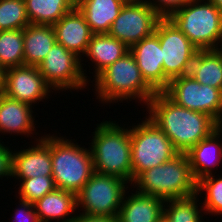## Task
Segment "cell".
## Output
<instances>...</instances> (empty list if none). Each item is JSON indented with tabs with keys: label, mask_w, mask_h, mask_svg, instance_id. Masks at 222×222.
<instances>
[{
	"label": "cell",
	"mask_w": 222,
	"mask_h": 222,
	"mask_svg": "<svg viewBox=\"0 0 222 222\" xmlns=\"http://www.w3.org/2000/svg\"><path fill=\"white\" fill-rule=\"evenodd\" d=\"M56 43L74 53L81 59L94 35L86 23L84 15L74 7L53 25ZM83 56V57H82Z\"/></svg>",
	"instance_id": "2e32d148"
},
{
	"label": "cell",
	"mask_w": 222,
	"mask_h": 222,
	"mask_svg": "<svg viewBox=\"0 0 222 222\" xmlns=\"http://www.w3.org/2000/svg\"><path fill=\"white\" fill-rule=\"evenodd\" d=\"M203 193L204 196L201 194ZM198 196L204 199L201 204L206 215H222V176L212 174L197 181Z\"/></svg>",
	"instance_id": "83f0119b"
},
{
	"label": "cell",
	"mask_w": 222,
	"mask_h": 222,
	"mask_svg": "<svg viewBox=\"0 0 222 222\" xmlns=\"http://www.w3.org/2000/svg\"><path fill=\"white\" fill-rule=\"evenodd\" d=\"M129 186L128 182L117 176L94 171L76 194L77 212L89 216L117 217Z\"/></svg>",
	"instance_id": "ba28073f"
},
{
	"label": "cell",
	"mask_w": 222,
	"mask_h": 222,
	"mask_svg": "<svg viewBox=\"0 0 222 222\" xmlns=\"http://www.w3.org/2000/svg\"><path fill=\"white\" fill-rule=\"evenodd\" d=\"M18 185V199H22L31 203H35L44 195L53 191L56 186L52 176H38L29 179H22Z\"/></svg>",
	"instance_id": "f546056e"
},
{
	"label": "cell",
	"mask_w": 222,
	"mask_h": 222,
	"mask_svg": "<svg viewBox=\"0 0 222 222\" xmlns=\"http://www.w3.org/2000/svg\"><path fill=\"white\" fill-rule=\"evenodd\" d=\"M30 24L54 25L74 7L68 0H25Z\"/></svg>",
	"instance_id": "d4e9b609"
},
{
	"label": "cell",
	"mask_w": 222,
	"mask_h": 222,
	"mask_svg": "<svg viewBox=\"0 0 222 222\" xmlns=\"http://www.w3.org/2000/svg\"><path fill=\"white\" fill-rule=\"evenodd\" d=\"M189 75L200 84L222 90V48L198 50Z\"/></svg>",
	"instance_id": "cb8c5ba5"
},
{
	"label": "cell",
	"mask_w": 222,
	"mask_h": 222,
	"mask_svg": "<svg viewBox=\"0 0 222 222\" xmlns=\"http://www.w3.org/2000/svg\"><path fill=\"white\" fill-rule=\"evenodd\" d=\"M52 90L36 66L23 65L5 70L3 94L12 99L34 107L39 102H46L55 92Z\"/></svg>",
	"instance_id": "4fadbf2b"
},
{
	"label": "cell",
	"mask_w": 222,
	"mask_h": 222,
	"mask_svg": "<svg viewBox=\"0 0 222 222\" xmlns=\"http://www.w3.org/2000/svg\"><path fill=\"white\" fill-rule=\"evenodd\" d=\"M24 65L36 66L47 56L56 43L52 25L29 24L23 29Z\"/></svg>",
	"instance_id": "603a6c76"
},
{
	"label": "cell",
	"mask_w": 222,
	"mask_h": 222,
	"mask_svg": "<svg viewBox=\"0 0 222 222\" xmlns=\"http://www.w3.org/2000/svg\"><path fill=\"white\" fill-rule=\"evenodd\" d=\"M32 106L0 94V134H16L29 138L37 135V120ZM34 131V132H33ZM32 135V136H31Z\"/></svg>",
	"instance_id": "e0dca14e"
},
{
	"label": "cell",
	"mask_w": 222,
	"mask_h": 222,
	"mask_svg": "<svg viewBox=\"0 0 222 222\" xmlns=\"http://www.w3.org/2000/svg\"><path fill=\"white\" fill-rule=\"evenodd\" d=\"M73 7H78L84 0H68Z\"/></svg>",
	"instance_id": "8d00e7d4"
},
{
	"label": "cell",
	"mask_w": 222,
	"mask_h": 222,
	"mask_svg": "<svg viewBox=\"0 0 222 222\" xmlns=\"http://www.w3.org/2000/svg\"><path fill=\"white\" fill-rule=\"evenodd\" d=\"M103 121L96 124L89 143L94 171L133 182L130 125Z\"/></svg>",
	"instance_id": "3957f363"
},
{
	"label": "cell",
	"mask_w": 222,
	"mask_h": 222,
	"mask_svg": "<svg viewBox=\"0 0 222 222\" xmlns=\"http://www.w3.org/2000/svg\"><path fill=\"white\" fill-rule=\"evenodd\" d=\"M96 99L100 104L127 103L132 100L141 106L148 104L156 91L142 77L141 71L130 53L106 67L91 80ZM94 82V83H93ZM129 100V101H128ZM144 104V105H143Z\"/></svg>",
	"instance_id": "7a4b0ae2"
},
{
	"label": "cell",
	"mask_w": 222,
	"mask_h": 222,
	"mask_svg": "<svg viewBox=\"0 0 222 222\" xmlns=\"http://www.w3.org/2000/svg\"><path fill=\"white\" fill-rule=\"evenodd\" d=\"M199 199L198 194H195L187 198L166 200L163 216L168 222H205L203 218L206 214Z\"/></svg>",
	"instance_id": "484cf974"
},
{
	"label": "cell",
	"mask_w": 222,
	"mask_h": 222,
	"mask_svg": "<svg viewBox=\"0 0 222 222\" xmlns=\"http://www.w3.org/2000/svg\"><path fill=\"white\" fill-rule=\"evenodd\" d=\"M167 19L198 50L222 48V11L209 0H192Z\"/></svg>",
	"instance_id": "8992f818"
},
{
	"label": "cell",
	"mask_w": 222,
	"mask_h": 222,
	"mask_svg": "<svg viewBox=\"0 0 222 222\" xmlns=\"http://www.w3.org/2000/svg\"><path fill=\"white\" fill-rule=\"evenodd\" d=\"M58 136L51 135L53 181L56 188L77 194L94 172L90 148Z\"/></svg>",
	"instance_id": "5b68a950"
},
{
	"label": "cell",
	"mask_w": 222,
	"mask_h": 222,
	"mask_svg": "<svg viewBox=\"0 0 222 222\" xmlns=\"http://www.w3.org/2000/svg\"><path fill=\"white\" fill-rule=\"evenodd\" d=\"M0 138V179L11 178L12 149ZM9 178V179H8Z\"/></svg>",
	"instance_id": "d6a6232c"
},
{
	"label": "cell",
	"mask_w": 222,
	"mask_h": 222,
	"mask_svg": "<svg viewBox=\"0 0 222 222\" xmlns=\"http://www.w3.org/2000/svg\"><path fill=\"white\" fill-rule=\"evenodd\" d=\"M38 134L31 147L12 151L11 178L14 181L38 176H52L51 133ZM35 142V143H34Z\"/></svg>",
	"instance_id": "5bb4252c"
},
{
	"label": "cell",
	"mask_w": 222,
	"mask_h": 222,
	"mask_svg": "<svg viewBox=\"0 0 222 222\" xmlns=\"http://www.w3.org/2000/svg\"><path fill=\"white\" fill-rule=\"evenodd\" d=\"M155 33L162 49L164 74L170 80L189 74L198 49L167 18L157 23Z\"/></svg>",
	"instance_id": "7c38bea8"
},
{
	"label": "cell",
	"mask_w": 222,
	"mask_h": 222,
	"mask_svg": "<svg viewBox=\"0 0 222 222\" xmlns=\"http://www.w3.org/2000/svg\"><path fill=\"white\" fill-rule=\"evenodd\" d=\"M146 115L161 129L178 153H187L220 125L208 114L181 107L164 92H156L146 105Z\"/></svg>",
	"instance_id": "6da1fadb"
},
{
	"label": "cell",
	"mask_w": 222,
	"mask_h": 222,
	"mask_svg": "<svg viewBox=\"0 0 222 222\" xmlns=\"http://www.w3.org/2000/svg\"><path fill=\"white\" fill-rule=\"evenodd\" d=\"M129 52V48L112 37L108 33L94 34L90 39L87 50L84 54L87 61L93 66L92 75L95 78L106 67L113 64ZM95 70V71H94Z\"/></svg>",
	"instance_id": "44dd1931"
},
{
	"label": "cell",
	"mask_w": 222,
	"mask_h": 222,
	"mask_svg": "<svg viewBox=\"0 0 222 222\" xmlns=\"http://www.w3.org/2000/svg\"><path fill=\"white\" fill-rule=\"evenodd\" d=\"M221 137L222 125L187 152L191 171L196 181H199L205 176L217 173V167L222 163ZM213 171H215V173Z\"/></svg>",
	"instance_id": "ac0fdd59"
},
{
	"label": "cell",
	"mask_w": 222,
	"mask_h": 222,
	"mask_svg": "<svg viewBox=\"0 0 222 222\" xmlns=\"http://www.w3.org/2000/svg\"><path fill=\"white\" fill-rule=\"evenodd\" d=\"M72 222H118V218L109 216H89L77 213Z\"/></svg>",
	"instance_id": "836d02e7"
},
{
	"label": "cell",
	"mask_w": 222,
	"mask_h": 222,
	"mask_svg": "<svg viewBox=\"0 0 222 222\" xmlns=\"http://www.w3.org/2000/svg\"><path fill=\"white\" fill-rule=\"evenodd\" d=\"M34 207L40 222H72L77 214L76 194L55 188L38 199Z\"/></svg>",
	"instance_id": "ffe728a7"
},
{
	"label": "cell",
	"mask_w": 222,
	"mask_h": 222,
	"mask_svg": "<svg viewBox=\"0 0 222 222\" xmlns=\"http://www.w3.org/2000/svg\"><path fill=\"white\" fill-rule=\"evenodd\" d=\"M213 3L220 11H222V0H209Z\"/></svg>",
	"instance_id": "d590c367"
},
{
	"label": "cell",
	"mask_w": 222,
	"mask_h": 222,
	"mask_svg": "<svg viewBox=\"0 0 222 222\" xmlns=\"http://www.w3.org/2000/svg\"><path fill=\"white\" fill-rule=\"evenodd\" d=\"M157 222H168V220L162 216Z\"/></svg>",
	"instance_id": "74e56055"
},
{
	"label": "cell",
	"mask_w": 222,
	"mask_h": 222,
	"mask_svg": "<svg viewBox=\"0 0 222 222\" xmlns=\"http://www.w3.org/2000/svg\"><path fill=\"white\" fill-rule=\"evenodd\" d=\"M142 77L156 91L163 92L170 79L164 74L162 49L158 35L154 32L129 48Z\"/></svg>",
	"instance_id": "9a60e30c"
},
{
	"label": "cell",
	"mask_w": 222,
	"mask_h": 222,
	"mask_svg": "<svg viewBox=\"0 0 222 222\" xmlns=\"http://www.w3.org/2000/svg\"><path fill=\"white\" fill-rule=\"evenodd\" d=\"M23 65V29L0 31V66L6 70Z\"/></svg>",
	"instance_id": "4316f807"
},
{
	"label": "cell",
	"mask_w": 222,
	"mask_h": 222,
	"mask_svg": "<svg viewBox=\"0 0 222 222\" xmlns=\"http://www.w3.org/2000/svg\"><path fill=\"white\" fill-rule=\"evenodd\" d=\"M161 18L183 8L192 0H144Z\"/></svg>",
	"instance_id": "4dcf8cb0"
},
{
	"label": "cell",
	"mask_w": 222,
	"mask_h": 222,
	"mask_svg": "<svg viewBox=\"0 0 222 222\" xmlns=\"http://www.w3.org/2000/svg\"><path fill=\"white\" fill-rule=\"evenodd\" d=\"M18 207L14 211V215L10 218L11 222H40L34 203L19 199Z\"/></svg>",
	"instance_id": "1f68e13d"
},
{
	"label": "cell",
	"mask_w": 222,
	"mask_h": 222,
	"mask_svg": "<svg viewBox=\"0 0 222 222\" xmlns=\"http://www.w3.org/2000/svg\"><path fill=\"white\" fill-rule=\"evenodd\" d=\"M161 19L144 0H128L112 23L108 34L130 48L153 34Z\"/></svg>",
	"instance_id": "8fae6325"
},
{
	"label": "cell",
	"mask_w": 222,
	"mask_h": 222,
	"mask_svg": "<svg viewBox=\"0 0 222 222\" xmlns=\"http://www.w3.org/2000/svg\"><path fill=\"white\" fill-rule=\"evenodd\" d=\"M163 92L177 105L206 113L222 125V90L200 84L187 74L171 79Z\"/></svg>",
	"instance_id": "30bf717a"
},
{
	"label": "cell",
	"mask_w": 222,
	"mask_h": 222,
	"mask_svg": "<svg viewBox=\"0 0 222 222\" xmlns=\"http://www.w3.org/2000/svg\"><path fill=\"white\" fill-rule=\"evenodd\" d=\"M130 126L133 180L145 170L159 166L178 154L165 133L147 116Z\"/></svg>",
	"instance_id": "52a82bcc"
},
{
	"label": "cell",
	"mask_w": 222,
	"mask_h": 222,
	"mask_svg": "<svg viewBox=\"0 0 222 222\" xmlns=\"http://www.w3.org/2000/svg\"><path fill=\"white\" fill-rule=\"evenodd\" d=\"M130 187L164 201L187 198L197 193V181L193 177L187 153H178L171 160L145 170Z\"/></svg>",
	"instance_id": "277c9868"
},
{
	"label": "cell",
	"mask_w": 222,
	"mask_h": 222,
	"mask_svg": "<svg viewBox=\"0 0 222 222\" xmlns=\"http://www.w3.org/2000/svg\"><path fill=\"white\" fill-rule=\"evenodd\" d=\"M130 191L131 189H128L123 197L117 215L118 222H157L163 216V199L139 193L134 189L133 192Z\"/></svg>",
	"instance_id": "d6986e66"
},
{
	"label": "cell",
	"mask_w": 222,
	"mask_h": 222,
	"mask_svg": "<svg viewBox=\"0 0 222 222\" xmlns=\"http://www.w3.org/2000/svg\"><path fill=\"white\" fill-rule=\"evenodd\" d=\"M128 0H84L77 8L94 34L108 33Z\"/></svg>",
	"instance_id": "7402d4cb"
},
{
	"label": "cell",
	"mask_w": 222,
	"mask_h": 222,
	"mask_svg": "<svg viewBox=\"0 0 222 222\" xmlns=\"http://www.w3.org/2000/svg\"><path fill=\"white\" fill-rule=\"evenodd\" d=\"M83 61L61 44L55 43L38 65V69L55 93L60 94V91L63 93L64 90L72 93L71 90L74 89L78 92L90 86L88 84L91 80L86 74Z\"/></svg>",
	"instance_id": "9c48e42d"
},
{
	"label": "cell",
	"mask_w": 222,
	"mask_h": 222,
	"mask_svg": "<svg viewBox=\"0 0 222 222\" xmlns=\"http://www.w3.org/2000/svg\"><path fill=\"white\" fill-rule=\"evenodd\" d=\"M29 24L25 0H0V31L24 29Z\"/></svg>",
	"instance_id": "f1b7e54d"
},
{
	"label": "cell",
	"mask_w": 222,
	"mask_h": 222,
	"mask_svg": "<svg viewBox=\"0 0 222 222\" xmlns=\"http://www.w3.org/2000/svg\"><path fill=\"white\" fill-rule=\"evenodd\" d=\"M5 70L0 66V94L4 91Z\"/></svg>",
	"instance_id": "e575fe53"
}]
</instances>
